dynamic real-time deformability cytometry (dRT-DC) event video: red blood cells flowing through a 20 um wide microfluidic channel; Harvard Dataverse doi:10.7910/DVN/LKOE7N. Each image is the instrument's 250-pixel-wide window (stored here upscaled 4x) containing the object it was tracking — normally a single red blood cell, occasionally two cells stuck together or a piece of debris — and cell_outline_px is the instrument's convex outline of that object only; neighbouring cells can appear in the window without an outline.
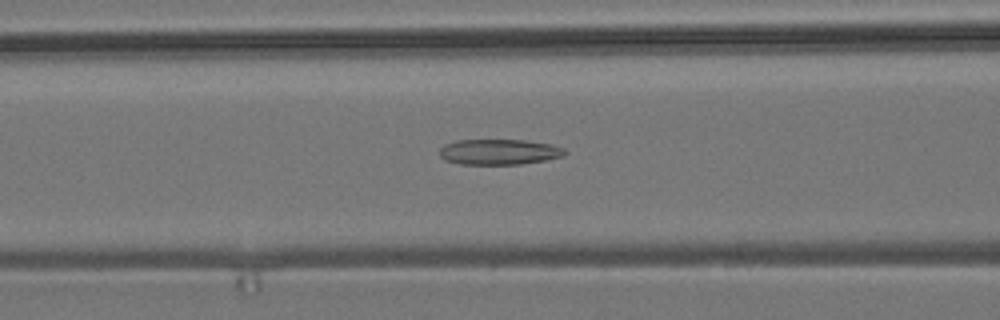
{"species": "common noctule bat (a hibernating species)", "species_latin": "Nyctalus noctula", "temperature_condition": "room temperature", "stored_images_in_passage": 50, "camera_frame_rate_fps": 3000, "um_per_image_px": 0.085, "animal": {"sex": "male", "body_mass_g": 19.2, "forearm_length_mm": 51.8}, "frame": {"image": 1, "passage_image": 17, "time_ms": 5.333, "image_size_px": [1000, 320], "cell_outline_px": [[568, 152], [564, 156], [544, 160], [520, 164], [460, 164], [444, 160], [440, 156], [440, 148], [444, 144], [456, 140], [524, 140], [552, 144], [564, 148]], "centroid_in_image_um": [42.42, 12.91], "position_along_channel_um": 124.2, "area_um2": 18.73}}
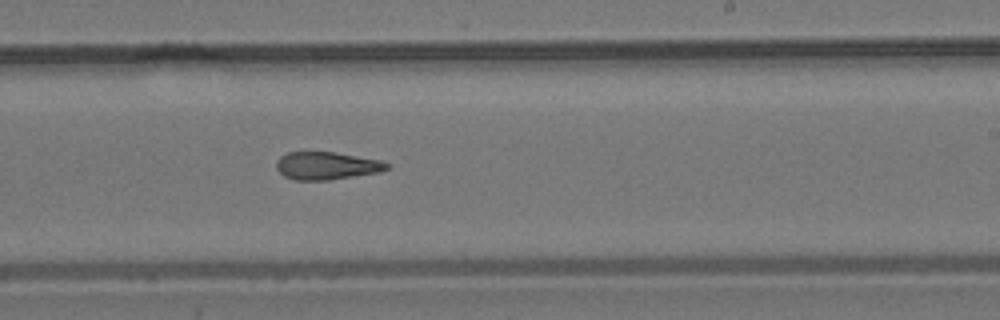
{"frame": {"image": 2, "passage_image": 28, "time_ms": 9.0, "image_size_px": [1000, 320], "cell_outline_px": [[392, 168], [380, 172], [328, 180], [296, 180], [284, 176], [276, 168], [276, 160], [280, 156], [288, 152], [332, 152], [380, 160], [392, 164]], "centroid_in_image_um": [27.79, 14.09], "position_along_channel_um": 261.2, "area_um2": 17.92}}
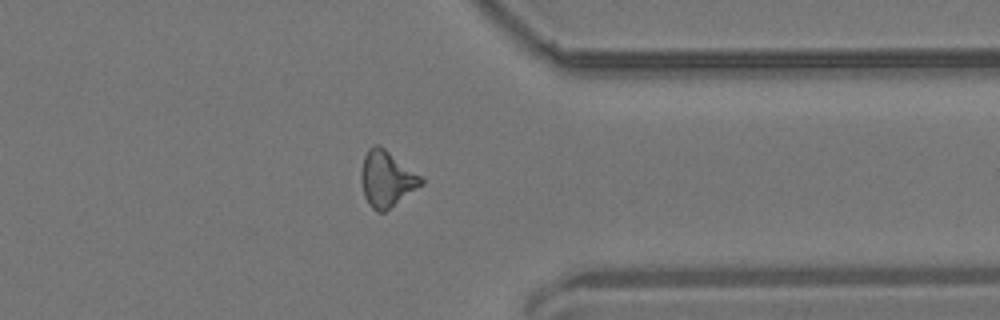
{"frame": {"image": 3, "passage_image": 38, "time_ms": 12.333, "image_size_px": [1000, 320], "cell_outline_px": [[424, 184], [384, 212], [376, 212], [368, 204], [364, 196], [360, 180], [360, 172], [364, 156], [368, 148], [372, 144], [380, 144], [420, 176], [424, 180]], "centroid_in_image_um": [32.83, 15.2], "position_along_channel_um": 378.6, "area_um2": 19.65}, "authors_computed_cell_mechanics": {"area_um2": 18.6983, "velocity_mm_per_s": 3.7405, "shape_relaxation_time_tau1_ms": null, "shape_relaxation_time_tau2_ms": 6.6735, "deformation_change_tau1": null, "deformation_change_tau2": 0.1977}}